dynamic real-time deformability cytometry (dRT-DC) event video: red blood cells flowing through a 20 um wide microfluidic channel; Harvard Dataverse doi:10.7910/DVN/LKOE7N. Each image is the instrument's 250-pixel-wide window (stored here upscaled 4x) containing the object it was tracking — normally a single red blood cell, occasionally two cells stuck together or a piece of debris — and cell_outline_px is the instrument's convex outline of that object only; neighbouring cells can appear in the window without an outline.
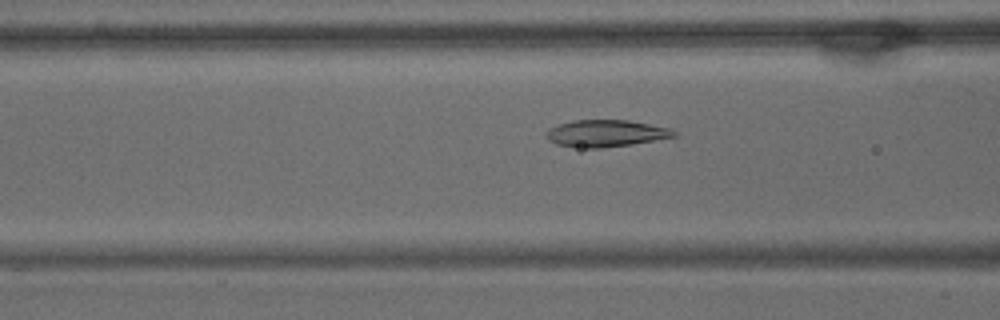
{"species": "common noctule bat (a hibernating species)", "species_latin": "Nyctalus noctula", "temperature_condition": "warm", "stored_images_in_passage": 58, "camera_frame_rate_fps": 3000, "um_per_image_px": 0.085, "animal": {"sex": "male", "body_mass_g": 15.6}, "frame": {"image": 1, "passage_image": 22, "time_ms": 7.0, "image_size_px": [1000, 320], "cell_outline_px": [[676, 136], [632, 144], [600, 148], [580, 148], [556, 144], [548, 140], [544, 136], [544, 132], [548, 128], [572, 120], [628, 120], [672, 128], [676, 132]], "centroid_in_image_um": [51.45, 11.33], "position_along_channel_um": 115.1, "area_um2": 20.17}}
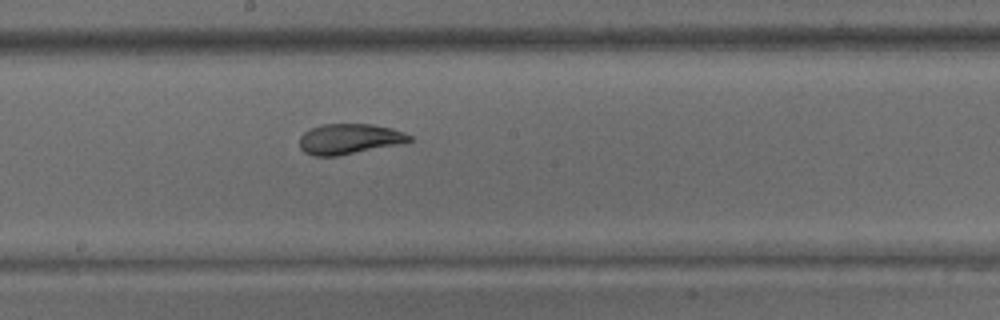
{"frame": {"image": 2, "passage_image": 31, "time_ms": 10.0, "image_size_px": [1000, 320], "cell_outline_px": [[412, 140], [400, 144], [336, 156], [312, 156], [304, 152], [300, 148], [300, 136], [304, 132], [320, 124], [372, 124], [392, 128], [404, 132], [412, 136]], "centroid_in_image_um": [29.68, 11.81], "position_along_channel_um": 218.5, "area_um2": 19.48}}
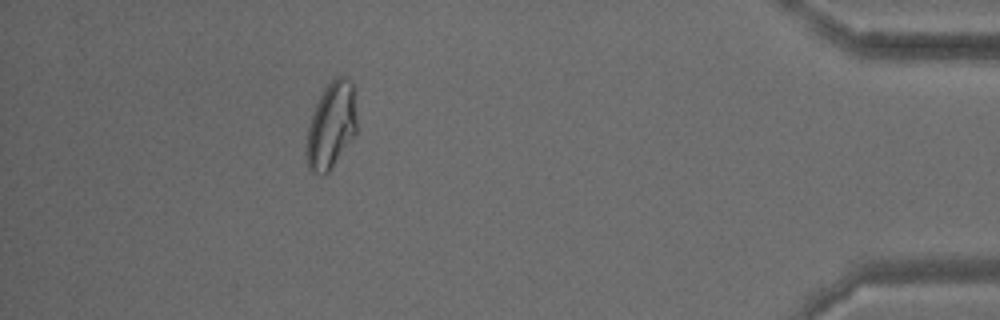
{"frame": {"image": 3, "passage_image": 52, "time_ms": 17.0, "image_size_px": [1000, 320], "cell_outline_px": [[356, 132], [328, 172], [324, 176], [312, 172], [308, 168], [304, 160], [304, 148], [308, 124], [312, 112], [324, 88], [336, 76], [348, 76], [352, 80], [356, 116]], "centroid_in_image_um": [28.1, 10.68], "position_along_channel_um": 407.1, "area_um2": 25.72}, "authors_computed_cell_mechanics": {"area_um2": 22.1085, "velocity_mm_per_s": 3.4491, "shape_relaxation_time_tau1_ms": 6.5982, "shape_relaxation_time_tau2_ms": 1.3179, "deformation_change_tau1": 0.1917, "deformation_change_tau2": 0.0584}}